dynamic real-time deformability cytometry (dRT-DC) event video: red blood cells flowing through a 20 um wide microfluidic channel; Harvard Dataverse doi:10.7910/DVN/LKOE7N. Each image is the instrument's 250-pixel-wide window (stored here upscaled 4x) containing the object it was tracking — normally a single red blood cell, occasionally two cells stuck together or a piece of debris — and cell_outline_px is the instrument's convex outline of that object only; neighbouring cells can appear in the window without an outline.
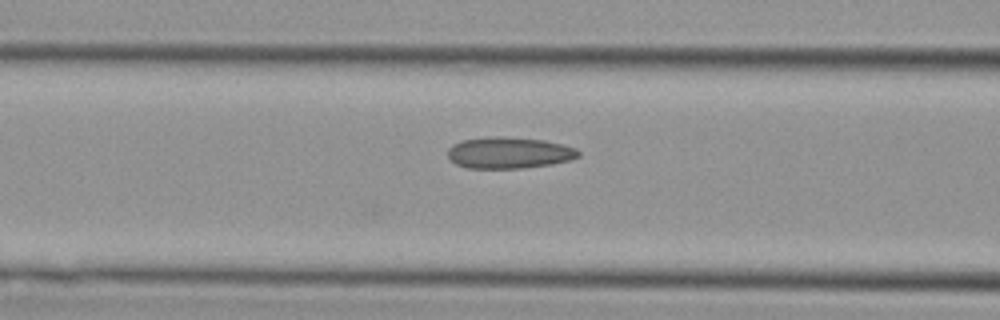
{"species": "Egyptian fruit bat (a non-hibernating species)", "species_latin": "Rousettus aegyptiacus", "temperature_condition": "cold", "stored_images_in_passage": 7, "camera_frame_rate_fps": 3000, "um_per_image_px": 0.085, "animal": {"sex": "female"}, "frame": {"image": 1, "passage_image": 5, "time_ms": 1.333, "image_size_px": [1000, 320], "cell_outline_px": [[580, 156], [572, 160], [552, 164], [524, 168], [468, 168], [456, 164], [448, 156], [448, 148], [452, 144], [464, 140], [496, 136], [500, 136], [544, 140], [564, 144], [576, 148], [580, 152]], "centroid_in_image_um": [43.31, 12.99], "position_along_channel_um": 123.3, "area_um2": 23.99}}